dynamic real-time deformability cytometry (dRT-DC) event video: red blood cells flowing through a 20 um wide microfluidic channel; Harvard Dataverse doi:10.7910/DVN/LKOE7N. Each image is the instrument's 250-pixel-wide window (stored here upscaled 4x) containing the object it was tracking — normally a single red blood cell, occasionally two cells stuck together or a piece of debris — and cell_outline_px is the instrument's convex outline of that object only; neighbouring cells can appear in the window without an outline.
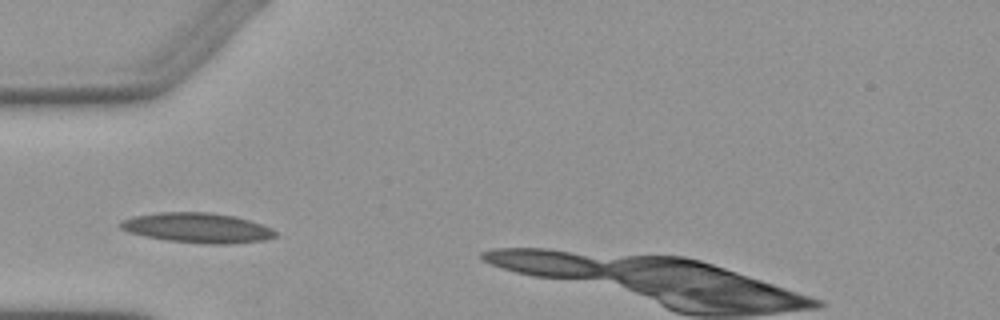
{"species": "Egyptian fruit bat (a non-hibernating species)", "species_latin": "Rousettus aegyptiacus", "temperature_condition": "warm", "stored_images_in_passage": 4, "camera_frame_rate_fps": 3000, "um_per_image_px": 0.085, "animal": {"sex": "female"}, "frame": {"image": 1, "passage_image": 2, "time_ms": 1.333, "image_size_px": [1000, 320], "cell_outline_px": [[276, 236], [264, 240], [228, 244], [204, 244], [168, 240], [144, 236], [128, 232], [120, 228], [120, 224], [124, 220], [136, 216], [156, 212], [212, 212], [236, 216], [272, 228], [276, 232]], "centroid_in_image_um": [16.8, 19.36], "position_along_channel_um": 68.2, "area_um2": 26.93}}